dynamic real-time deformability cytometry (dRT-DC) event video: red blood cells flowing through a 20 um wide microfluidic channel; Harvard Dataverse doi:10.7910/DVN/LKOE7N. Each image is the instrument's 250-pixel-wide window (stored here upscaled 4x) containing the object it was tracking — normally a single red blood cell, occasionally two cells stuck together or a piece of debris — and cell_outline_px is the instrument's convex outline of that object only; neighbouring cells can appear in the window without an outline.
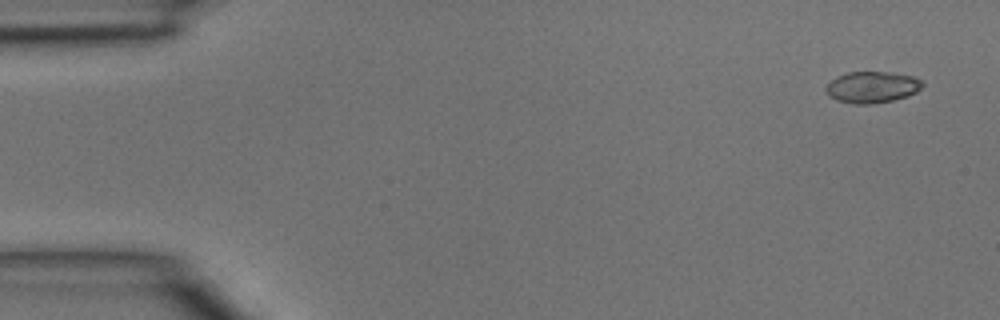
{"species": "common noctule bat (a hibernating species)", "species_latin": "Nyctalus noctula", "temperature_condition": "room temperature", "stored_images_in_passage": 4, "camera_frame_rate_fps": 3000, "um_per_image_px": 0.085, "animal": {"sex": "male", "body_mass_g": 15.6}, "frame": {"image": 1, "passage_image": 1, "time_ms": 0.0, "image_size_px": [1000, 320], "cell_outline_px": [[924, 84], [916, 92], [908, 96], [892, 100], [872, 104], [856, 104], [836, 100], [828, 96], [824, 88], [836, 76], [848, 72], [892, 72], [916, 76]], "centroid_in_image_um": [74.12, 7.4], "position_along_channel_um": 10.9, "area_um2": 17.8}}
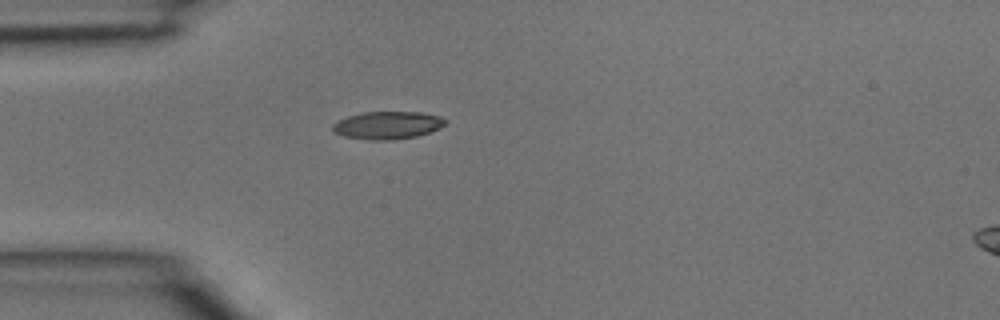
{"frame": {"image": 2, "passage_image": 4, "time_ms": 1.0, "image_size_px": [1000, 320], "cell_outline_px": [[448, 124], [440, 128], [416, 136], [392, 140], [368, 140], [344, 136], [332, 132], [332, 124], [348, 116], [364, 112], [420, 112], [440, 116], [448, 120]], "centroid_in_image_um": [32.96, 10.64], "position_along_channel_um": 52.0, "area_um2": 18.26}}